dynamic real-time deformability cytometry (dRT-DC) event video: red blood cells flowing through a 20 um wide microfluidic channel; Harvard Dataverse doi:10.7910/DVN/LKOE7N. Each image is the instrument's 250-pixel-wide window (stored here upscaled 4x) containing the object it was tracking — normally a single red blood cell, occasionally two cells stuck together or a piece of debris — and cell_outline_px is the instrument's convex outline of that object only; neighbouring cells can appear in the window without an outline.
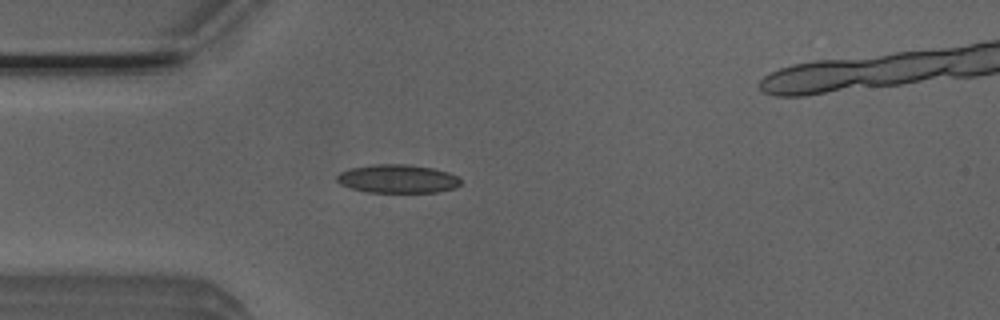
{"species": "Egyptian fruit bat (a non-hibernating species)", "species_latin": "Rousettus aegyptiacus", "temperature_condition": "room temperature", "stored_images_in_passage": 33, "camera_frame_rate_fps": 3000, "um_per_image_px": 0.085, "animal": {"sex": "male"}, "frame": {"image": 1, "passage_image": 1, "time_ms": 0.0, "image_size_px": [1000, 320], "cell_outline_px": [[460, 184], [456, 188], [436, 192], [368, 192], [352, 188], [340, 184], [336, 180], [336, 176], [340, 172], [352, 168], [372, 164], [408, 164], [432, 168], [448, 172], [456, 176], [460, 180]], "centroid_in_image_um": [33.79, 15.19], "position_along_channel_um": 51.2, "area_um2": 20.46}}
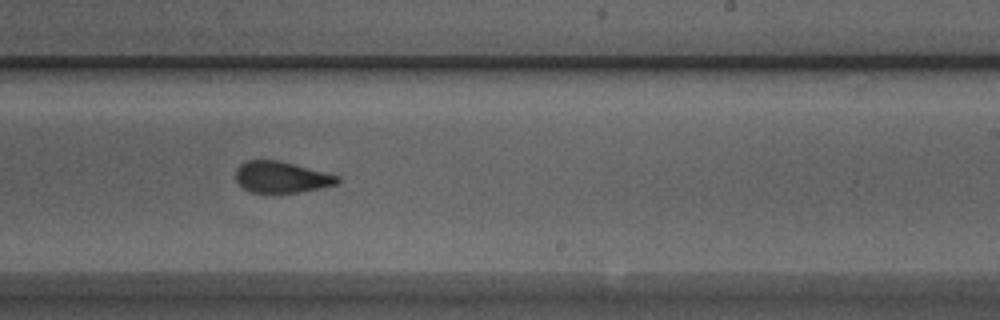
{"frame": {"image": 2, "passage_image": 18, "time_ms": 5.667, "image_size_px": [1000, 320], "cell_outline_px": [[340, 180], [336, 184], [320, 188], [300, 192], [252, 192], [244, 188], [236, 180], [236, 168], [244, 160], [280, 160], [340, 176]], "centroid_in_image_um": [23.92, 15.04], "position_along_channel_um": 265.1, "area_um2": 18.5}}
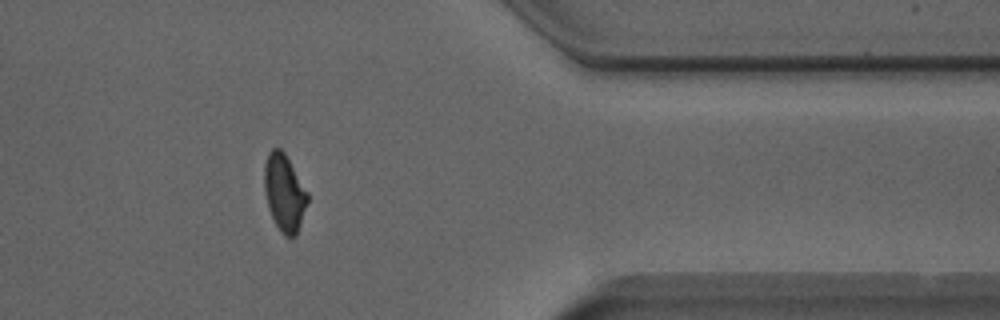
{"frame": {"image": 3, "passage_image": 29, "time_ms": 9.333, "image_size_px": [1000, 320], "cell_outline_px": [[308, 200], [296, 236], [284, 236], [280, 232], [268, 208], [264, 188], [264, 164], [268, 152], [272, 148], [280, 148], [284, 152], [308, 192]], "centroid_in_image_um": [24.15, 16.37], "position_along_channel_um": 387.2, "area_um2": 19.31}, "authors_computed_cell_mechanics": {"area_um2": 19.7098, "velocity_mm_per_s": 3.9113, "shape_relaxation_time_tau1_ms": 3.1172, "shape_relaxation_time_tau2_ms": 1.3523, "deformation_change_tau1": 0.1547, "deformation_change_tau2": 0.0948}}